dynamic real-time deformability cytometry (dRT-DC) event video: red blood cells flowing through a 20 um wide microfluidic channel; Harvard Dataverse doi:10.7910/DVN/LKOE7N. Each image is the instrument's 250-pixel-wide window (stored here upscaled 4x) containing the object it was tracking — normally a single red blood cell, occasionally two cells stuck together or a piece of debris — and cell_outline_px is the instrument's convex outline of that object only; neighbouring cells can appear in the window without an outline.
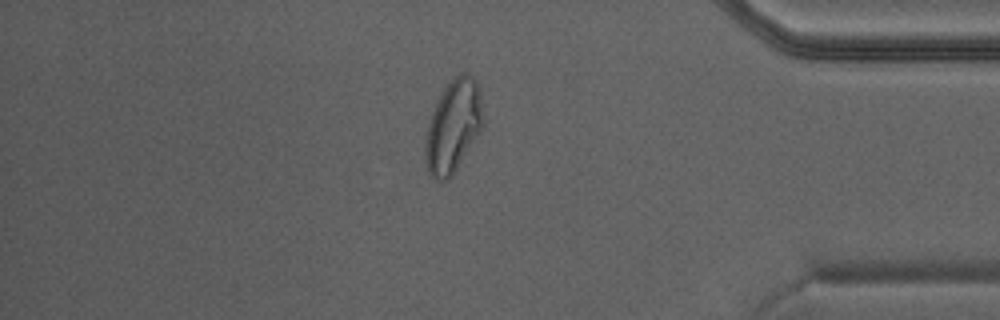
{"species": "Egyptian fruit bat (a non-hibernating species)", "species_latin": "Rousettus aegyptiacus", "temperature_condition": "warm", "stored_images_in_passage": 43, "camera_frame_rate_fps": 3000, "um_per_image_px": 0.085, "animal": {"sex": "male"}, "frame": {"image": 1, "passage_image": 37, "time_ms": 12.0, "image_size_px": [1000, 320], "cell_outline_px": [[484, 124], [480, 132], [452, 176], [448, 180], [436, 180], [428, 172], [424, 160], [424, 144], [428, 120], [444, 88], [460, 72], [464, 72], [472, 76], [480, 84], [484, 120]], "centroid_in_image_um": [38.53, 10.73], "position_along_channel_um": 396.7, "area_um2": 31.56}}